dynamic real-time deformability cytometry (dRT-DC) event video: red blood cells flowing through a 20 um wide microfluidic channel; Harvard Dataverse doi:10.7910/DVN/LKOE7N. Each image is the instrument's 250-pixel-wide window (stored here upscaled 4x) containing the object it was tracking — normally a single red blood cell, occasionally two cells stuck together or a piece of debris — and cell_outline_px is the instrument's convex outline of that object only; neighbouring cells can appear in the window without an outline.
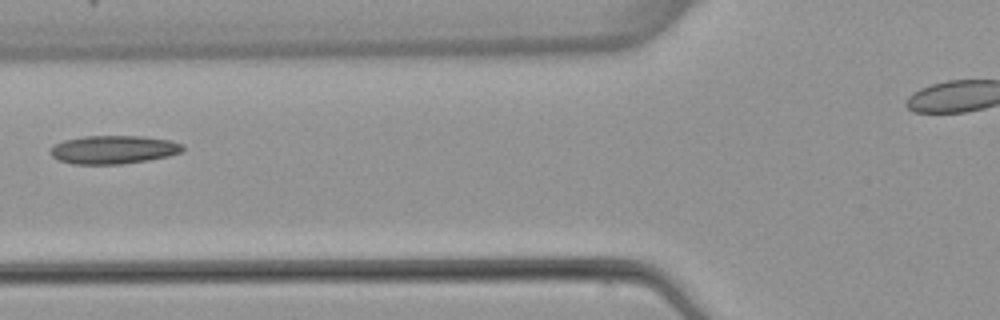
{"species": "common noctule bat (a hibernating species)", "species_latin": "Nyctalus noctula", "temperature_condition": "warm", "stored_images_in_passage": 6, "camera_frame_rate_fps": 3000, "um_per_image_px": 0.085, "animal": {"sex": "female", "body_mass_g": 22.7, "forearm_length_mm": 54.2}, "frame": {"image": 1, "passage_image": 6, "time_ms": 6.0, "image_size_px": [1000, 320], "cell_outline_px": [[184, 148], [180, 152], [168, 156], [148, 160], [120, 164], [72, 164], [60, 160], [52, 156], [48, 152], [56, 144], [64, 140], [84, 136], [144, 136], [168, 140], [184, 144]], "centroid_in_image_um": [9.65, 12.72], "position_along_channel_um": 116.2, "area_um2": 21.79}}